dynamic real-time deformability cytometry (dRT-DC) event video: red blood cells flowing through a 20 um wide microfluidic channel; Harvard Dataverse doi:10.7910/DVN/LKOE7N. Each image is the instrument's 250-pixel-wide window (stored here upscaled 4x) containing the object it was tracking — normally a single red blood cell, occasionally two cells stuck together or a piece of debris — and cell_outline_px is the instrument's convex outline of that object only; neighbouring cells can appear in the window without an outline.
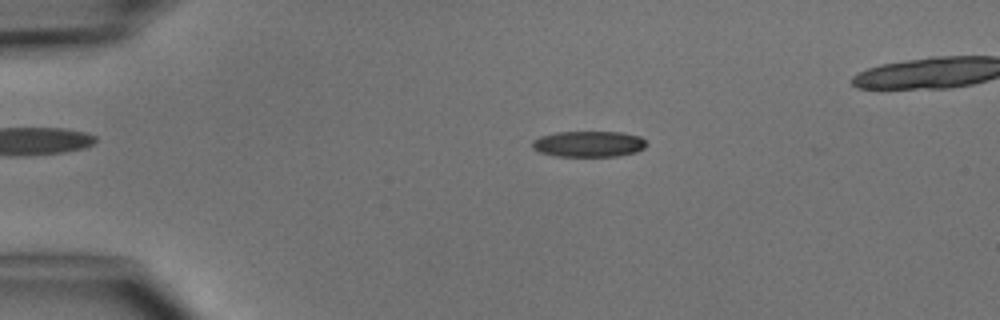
{"species": "common noctule bat (a hibernating species)", "species_latin": "Nyctalus noctula", "temperature_condition": "cold", "stored_images_in_passage": 4, "segment_of_instrument_passage": [1, 2], "camera_frame_rate_fps": 3000, "um_per_image_px": 0.085, "animal": {"sex": "male", "body_mass_g": 15.6}, "frame": {"image": 1, "passage_image": 2, "time_ms": 1.333, "image_size_px": [1000, 320], "cell_outline_px": [[648, 144], [644, 148], [636, 152], [616, 156], [556, 156], [540, 152], [532, 148], [532, 140], [540, 136], [556, 132], [620, 132], [640, 136]], "centroid_in_image_um": [50.03, 12.23], "position_along_channel_um": 35.0, "area_um2": 17.28}}